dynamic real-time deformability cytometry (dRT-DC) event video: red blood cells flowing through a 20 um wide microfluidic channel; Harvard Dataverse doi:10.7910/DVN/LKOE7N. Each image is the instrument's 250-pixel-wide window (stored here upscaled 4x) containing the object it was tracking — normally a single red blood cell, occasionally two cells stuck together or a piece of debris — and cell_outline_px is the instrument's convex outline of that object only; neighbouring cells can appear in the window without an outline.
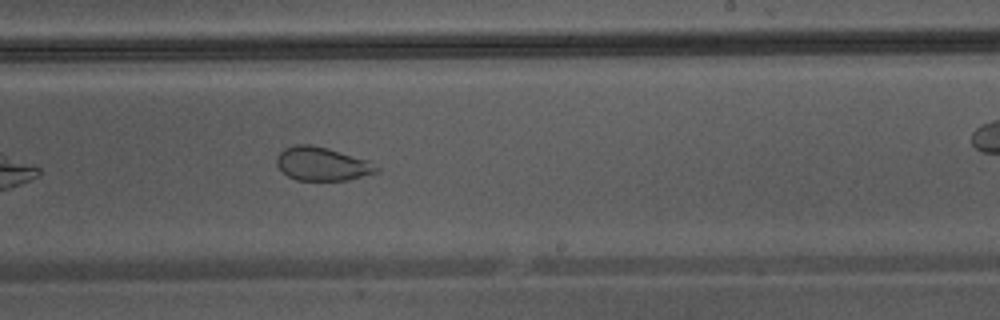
{"species": "Egyptian fruit bat (a non-hibernating species)", "species_latin": "Rousettus aegyptiacus", "temperature_condition": "warm", "stored_images_in_passage": 33, "camera_frame_rate_fps": 3000, "um_per_image_px": 0.085, "animal": {"sex": "male"}, "frame": {"image": 1, "passage_image": 15, "time_ms": 4.667, "image_size_px": [1000, 320], "cell_outline_px": [[380, 168], [376, 172], [348, 180], [296, 180], [288, 176], [276, 164], [276, 156], [284, 148], [296, 144], [308, 144], [328, 148], [368, 160]], "centroid_in_image_um": [27.36, 13.92], "position_along_channel_um": 261.6, "area_um2": 19.42}}